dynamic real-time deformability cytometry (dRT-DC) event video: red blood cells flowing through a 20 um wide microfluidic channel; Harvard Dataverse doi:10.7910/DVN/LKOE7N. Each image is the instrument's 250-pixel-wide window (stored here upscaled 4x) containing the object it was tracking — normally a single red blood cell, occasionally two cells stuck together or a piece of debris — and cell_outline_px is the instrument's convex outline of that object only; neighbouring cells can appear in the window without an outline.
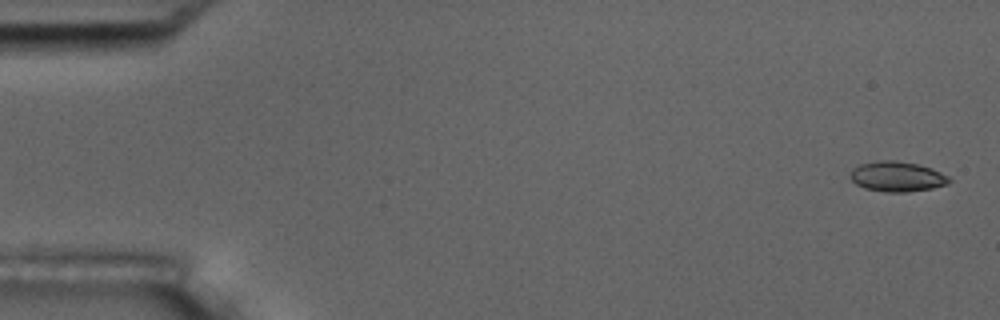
{"species": "common noctule bat (a hibernating species)", "species_latin": "Nyctalus noctula", "temperature_condition": "room temperature", "stored_images_in_passage": 5, "camera_frame_rate_fps": 3000, "um_per_image_px": 0.085, "animal": {"sex": "male", "body_mass_g": 17.5, "forearm_length_mm": 52.3}, "frame": {"image": 1, "passage_image": 1, "time_ms": 0.0, "image_size_px": [1000, 320], "cell_outline_px": [[952, 180], [948, 184], [932, 188], [908, 192], [884, 192], [864, 188], [856, 184], [852, 180], [852, 168], [860, 164], [880, 160], [896, 160], [916, 164], [932, 168], [948, 176]], "centroid_in_image_um": [76.27, 15.01], "position_along_channel_um": 8.7, "area_um2": 17.34}}
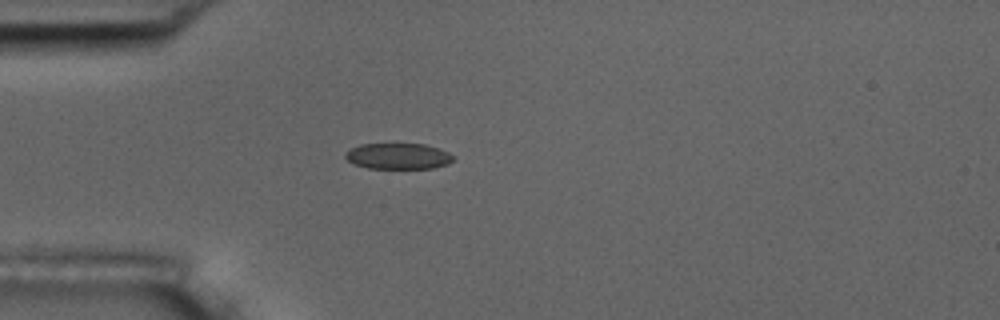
{"frame": {"image": 2, "passage_image": 5, "time_ms": 4.667, "image_size_px": [1000, 320], "cell_outline_px": [[452, 160], [448, 164], [432, 168], [368, 168], [352, 164], [344, 156], [352, 148], [360, 144], [424, 144], [448, 152], [452, 156]], "centroid_in_image_um": [33.82, 13.28], "position_along_channel_um": 51.2, "area_um2": 16.07}}